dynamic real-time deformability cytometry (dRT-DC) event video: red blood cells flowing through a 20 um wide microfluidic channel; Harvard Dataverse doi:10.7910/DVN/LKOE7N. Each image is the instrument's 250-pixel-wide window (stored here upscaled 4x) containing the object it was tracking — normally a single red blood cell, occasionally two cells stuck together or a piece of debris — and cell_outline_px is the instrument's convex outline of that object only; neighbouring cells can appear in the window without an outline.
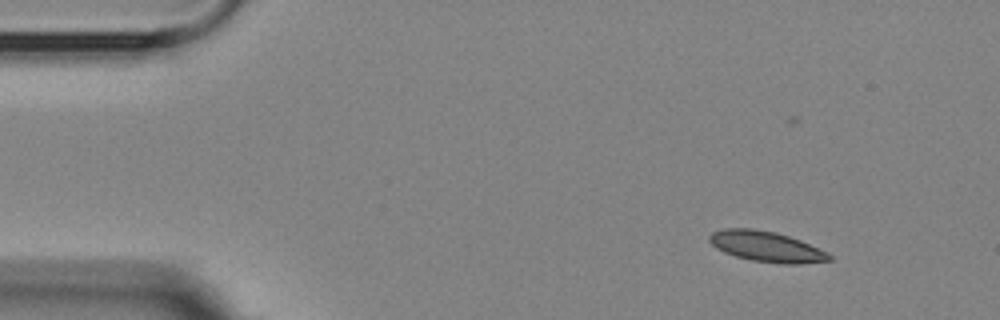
{"species": "Egyptian fruit bat (a non-hibernating species)", "species_latin": "Rousettus aegyptiacus", "temperature_condition": "room temperature", "stored_images_in_passage": 7, "camera_frame_rate_fps": 3000, "um_per_image_px": 0.085, "animal": {"sex": "female"}, "frame": {"image": 1, "passage_image": 1, "time_ms": 0.0, "image_size_px": [1000, 320], "cell_outline_px": [[832, 260], [796, 264], [780, 264], [752, 260], [736, 256], [724, 252], [716, 248], [708, 240], [708, 236], [712, 232], [724, 228], [752, 228], [776, 232], [800, 240], [828, 252], [832, 256]], "centroid_in_image_um": [65.13, 20.95], "position_along_channel_um": 19.9, "area_um2": 21.33}}
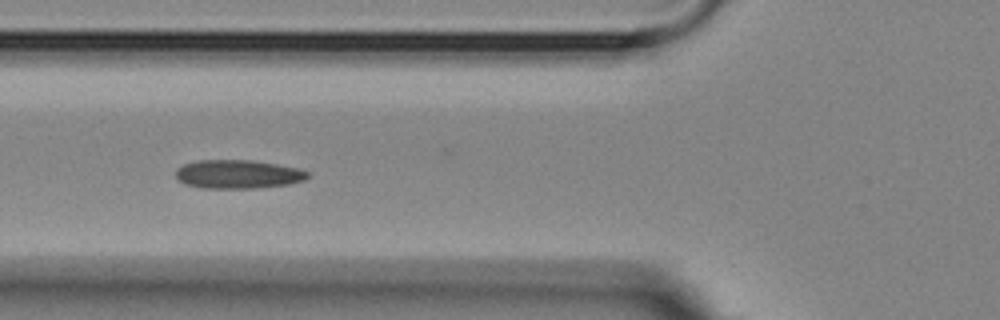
{"frame": {"image": 2, "passage_image": 5, "time_ms": 4.667, "image_size_px": [1000, 320], "cell_outline_px": [[308, 176], [304, 180], [288, 184], [252, 188], [204, 188], [184, 184], [176, 176], [176, 168], [184, 164], [200, 160], [252, 160], [300, 168], [308, 172]], "centroid_in_image_um": [20.22, 14.8], "position_along_channel_um": 105.6, "area_um2": 21.91}}
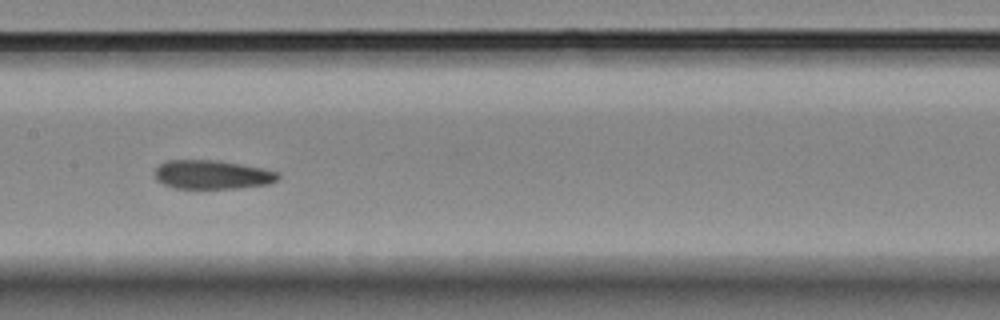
{"frame": {"image": 3, "passage_image": 7, "time_ms": 7.0, "image_size_px": [1000, 320], "cell_outline_px": [[280, 176], [276, 180], [268, 184], [240, 188], [172, 188], [156, 180], [156, 168], [160, 164], [168, 160], [216, 160], [264, 168], [280, 172]], "centroid_in_image_um": [18.06, 14.84], "position_along_channel_um": 189.3, "area_um2": 20.75}}